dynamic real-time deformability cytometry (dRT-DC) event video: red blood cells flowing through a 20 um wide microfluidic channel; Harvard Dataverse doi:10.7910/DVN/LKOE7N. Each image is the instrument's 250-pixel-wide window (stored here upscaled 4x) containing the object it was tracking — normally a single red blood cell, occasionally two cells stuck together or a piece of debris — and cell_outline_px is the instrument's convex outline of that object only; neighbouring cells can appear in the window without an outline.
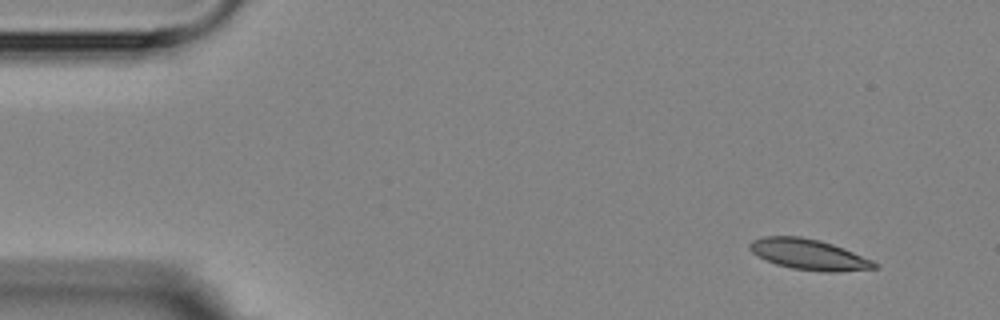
{"species": "Egyptian fruit bat (a non-hibernating species)", "species_latin": "Rousettus aegyptiacus", "temperature_condition": "room temperature", "stored_images_in_passage": 4, "camera_frame_rate_fps": 3000, "um_per_image_px": 0.085, "animal": {"sex": "female"}, "frame": {"image": 1, "passage_image": 1, "time_ms": 0.0, "image_size_px": [1000, 320], "cell_outline_px": [[880, 268], [840, 272], [824, 272], [792, 268], [776, 264], [764, 260], [752, 252], [748, 248], [748, 244], [752, 240], [764, 236], [800, 236], [820, 240], [844, 248], [872, 260], [880, 264]], "centroid_in_image_um": [68.77, 21.63], "position_along_channel_um": 16.2, "area_um2": 22.54}}
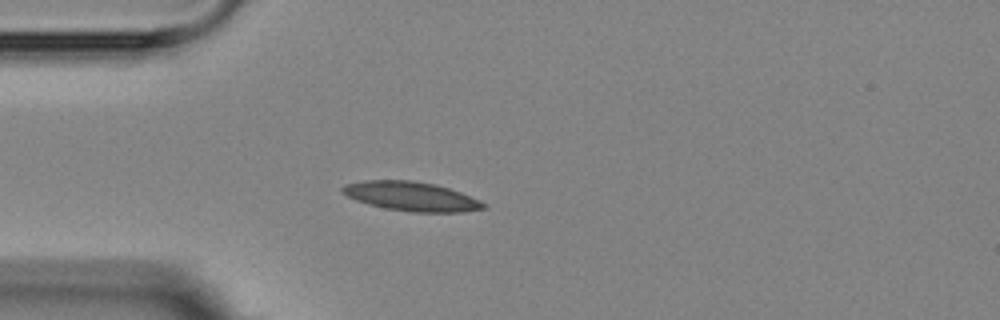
{"frame": {"image": 2, "passage_image": 4, "time_ms": 3.333, "image_size_px": [1000, 320], "cell_outline_px": [[488, 208], [464, 212], [412, 212], [384, 208], [368, 204], [356, 200], [340, 192], [340, 188], [344, 184], [364, 180], [412, 180], [436, 184], [460, 192], [480, 200], [488, 204]], "centroid_in_image_um": [34.97, 16.69], "position_along_channel_um": 50.0, "area_um2": 24.28}}